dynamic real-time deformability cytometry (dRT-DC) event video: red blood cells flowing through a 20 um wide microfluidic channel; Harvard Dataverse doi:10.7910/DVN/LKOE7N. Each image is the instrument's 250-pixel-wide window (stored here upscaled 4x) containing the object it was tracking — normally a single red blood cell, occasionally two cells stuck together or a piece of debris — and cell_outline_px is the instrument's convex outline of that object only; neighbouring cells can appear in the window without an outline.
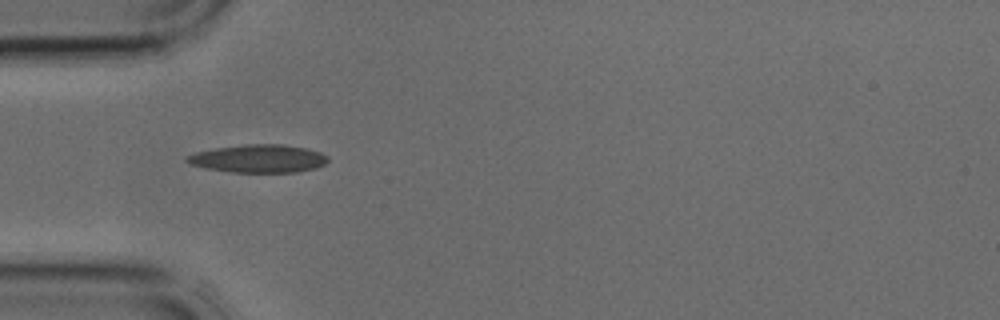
{"species": "common noctule bat (a hibernating species)", "species_latin": "Nyctalus noctula", "temperature_condition": "cold", "stored_images_in_passage": 4, "camera_frame_rate_fps": 3000, "um_per_image_px": 0.085, "animal": {"sex": "male", "body_mass_g": 17.9, "forearm_length_mm": 54.2}, "frame": {"image": 1, "passage_image": 3, "time_ms": 0.667, "image_size_px": [1000, 320], "cell_outline_px": [[328, 160], [324, 164], [316, 168], [296, 172], [232, 172], [208, 168], [192, 164], [184, 160], [184, 156], [196, 152], [216, 148], [244, 144], [280, 144], [308, 148], [320, 152], [328, 156]], "centroid_in_image_um": [21.99, 13.47], "position_along_channel_um": 63.0, "area_um2": 22.95}}